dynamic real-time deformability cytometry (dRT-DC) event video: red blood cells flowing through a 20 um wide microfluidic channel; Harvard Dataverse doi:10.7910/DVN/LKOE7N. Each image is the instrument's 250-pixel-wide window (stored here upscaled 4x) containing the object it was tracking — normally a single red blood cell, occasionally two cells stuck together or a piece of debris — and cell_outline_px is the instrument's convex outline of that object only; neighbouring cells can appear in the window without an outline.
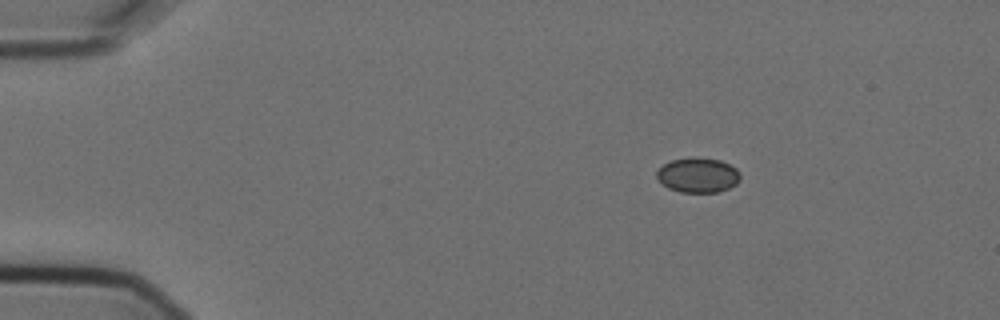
{"species": "Egyptian fruit bat (a non-hibernating species)", "species_latin": "Rousettus aegyptiacus", "temperature_condition": "cold", "stored_images_in_passage": 3, "camera_frame_rate_fps": 3000, "um_per_image_px": 0.085, "animal": {"sex": "female"}, "frame": {"image": 1, "passage_image": 1, "time_ms": 0.0, "image_size_px": [1000, 320], "cell_outline_px": [[740, 180], [736, 184], [720, 192], [680, 192], [668, 188], [656, 176], [656, 172], [664, 164], [672, 160], [696, 156], [720, 160], [736, 168], [740, 172]], "centroid_in_image_um": [59.35, 14.88], "position_along_channel_um": 25.7, "area_um2": 16.99}}
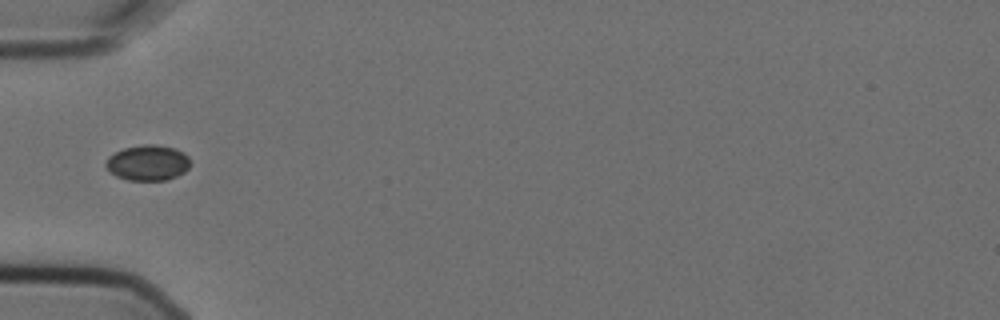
{"frame": {"image": 2, "passage_image": 3, "time_ms": 0.667, "image_size_px": [1000, 320], "cell_outline_px": [[188, 168], [184, 172], [176, 176], [164, 180], [128, 180], [116, 176], [104, 164], [108, 156], [124, 148], [144, 144], [156, 144], [176, 148], [184, 152], [188, 156]], "centroid_in_image_um": [12.56, 13.82], "position_along_channel_um": 72.4, "area_um2": 17.4}}